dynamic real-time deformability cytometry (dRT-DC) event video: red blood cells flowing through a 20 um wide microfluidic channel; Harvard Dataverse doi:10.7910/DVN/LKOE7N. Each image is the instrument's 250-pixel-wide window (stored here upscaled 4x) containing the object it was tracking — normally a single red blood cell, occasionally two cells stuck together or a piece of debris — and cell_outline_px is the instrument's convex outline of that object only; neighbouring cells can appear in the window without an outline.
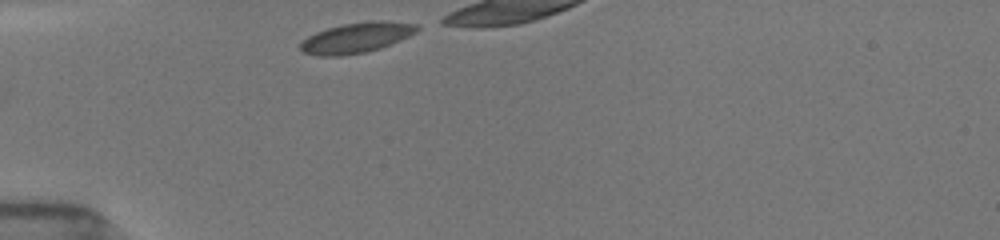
{"species": "common noctule bat (a hibernating species)", "species_latin": "Nyctalus noctula", "temperature_condition": "room temperature", "stored_images_in_passage": 28, "camera_frame_rate_fps": 3000, "um_per_image_px": 0.085, "animal": {"sex": "female", "body_mass_g": 19.5, "forearm_length_mm": 54.1}, "frame": {"image": 1, "passage_image": 1, "time_ms": 0.0, "image_size_px": [1000, 240], "cell_outline_px": [[420, 28], [416, 32], [400, 40], [380, 48], [364, 52], [340, 56], [316, 56], [304, 52], [300, 48], [300, 44], [308, 36], [316, 32], [328, 28], [344, 24], [372, 20], [380, 20], [416, 24]], "centroid_in_image_um": [30.29, 3.2], "position_along_channel_um": 54.7, "area_um2": 20.4}}
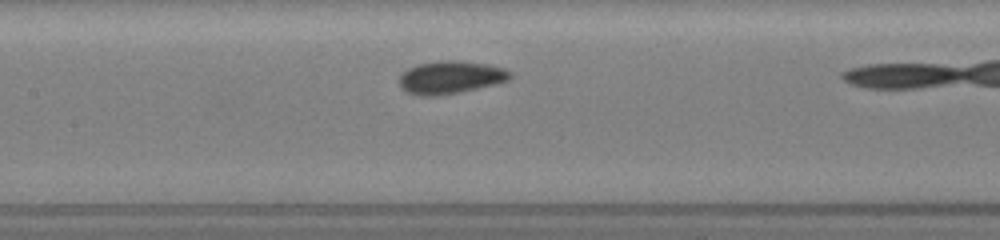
{"frame": {"image": 2, "passage_image": 11, "time_ms": 3.333, "image_size_px": [1000, 240], "cell_outline_px": [[512, 76], [508, 80], [496, 84], [460, 92], [436, 96], [420, 96], [408, 92], [400, 88], [400, 76], [408, 68], [416, 64], [448, 60], [456, 60], [484, 64], [504, 68], [512, 72]], "centroid_in_image_um": [38.29, 6.58], "position_along_channel_um": 169.1, "area_um2": 21.1}}
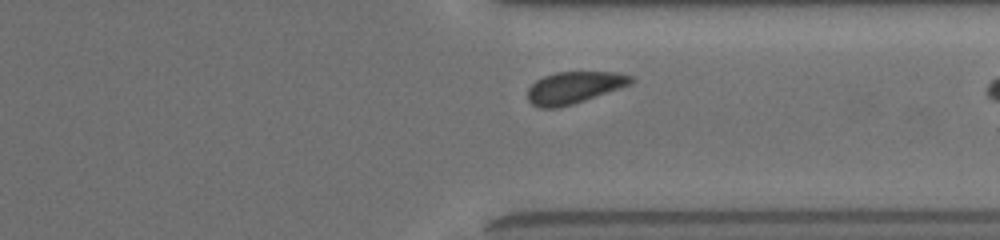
{"frame": {"image": 3, "passage_image": 26, "time_ms": 8.333, "image_size_px": [1000, 240], "cell_outline_px": [[636, 80], [632, 84], [572, 104], [556, 108], [540, 108], [532, 104], [528, 100], [528, 88], [536, 80], [544, 76], [556, 72], [620, 72], [632, 76]], "centroid_in_image_um": [48.82, 7.43], "position_along_channel_um": 362.6, "area_um2": 19.19}}